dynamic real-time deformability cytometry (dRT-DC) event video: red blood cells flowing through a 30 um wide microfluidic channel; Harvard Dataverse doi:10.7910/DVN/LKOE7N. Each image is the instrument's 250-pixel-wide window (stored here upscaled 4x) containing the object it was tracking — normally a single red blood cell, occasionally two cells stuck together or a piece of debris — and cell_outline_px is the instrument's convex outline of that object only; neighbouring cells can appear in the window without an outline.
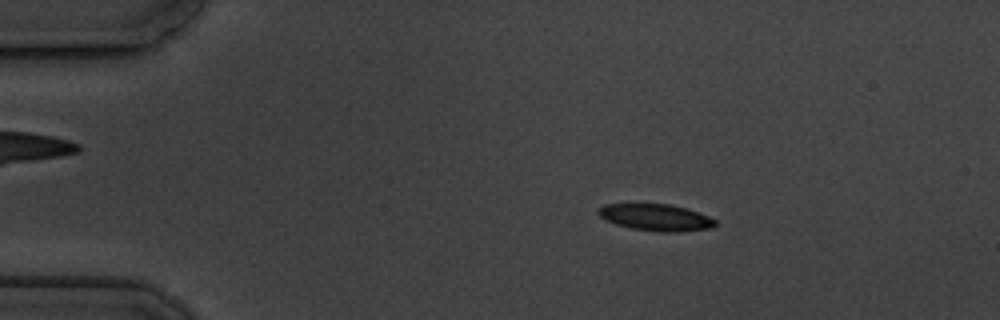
{"species": "common noctule bat (a hibernating species)", "species_latin": "Nyctalus noctula", "temperature_condition": "cold", "stored_images_in_passage": 3, "camera_frame_rate_fps": 3000, "um_per_image_px": 0.085, "animal": {"sex": "male", "body_mass_g": 19.5, "forearm_length_mm": 54.6}, "frame": {"image": 1, "passage_image": 1, "time_ms": 0.0, "image_size_px": [1000, 320], "cell_outline_px": [[716, 224], [712, 228], [680, 232], [660, 232], [632, 228], [616, 224], [604, 220], [596, 212], [596, 208], [604, 204], [672, 204], [708, 216], [716, 220]], "centroid_in_image_um": [55.71, 18.48], "position_along_channel_um": 29.3, "area_um2": 18.26}}